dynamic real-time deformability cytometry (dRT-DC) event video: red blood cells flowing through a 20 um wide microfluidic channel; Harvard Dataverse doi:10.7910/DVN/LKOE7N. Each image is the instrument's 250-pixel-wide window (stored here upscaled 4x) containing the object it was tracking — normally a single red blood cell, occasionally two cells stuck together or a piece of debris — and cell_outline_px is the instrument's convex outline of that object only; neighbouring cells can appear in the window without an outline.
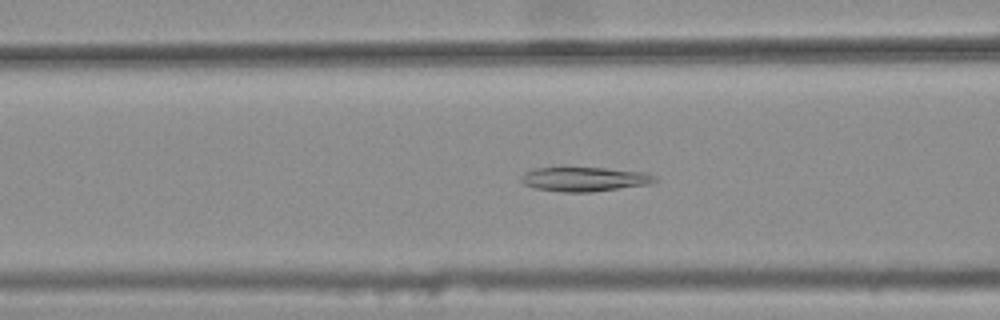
{"species": "common noctule bat (a hibernating species)", "species_latin": "Nyctalus noctula", "temperature_condition": "warm", "stored_images_in_passage": 35, "camera_frame_rate_fps": 3000, "um_per_image_px": 0.085, "animal": {"sex": "female", "body_mass_g": 25.1}, "frame": {"image": 1, "passage_image": 11, "time_ms": 3.333, "image_size_px": [1000, 320], "cell_outline_px": [[656, 180], [652, 184], [592, 192], [564, 192], [532, 188], [524, 184], [520, 180], [520, 176], [524, 172], [536, 168], [564, 164], [644, 172], [656, 176]], "centroid_in_image_um": [49.6, 15.18], "position_along_channel_um": 117.0, "area_um2": 20.0}}
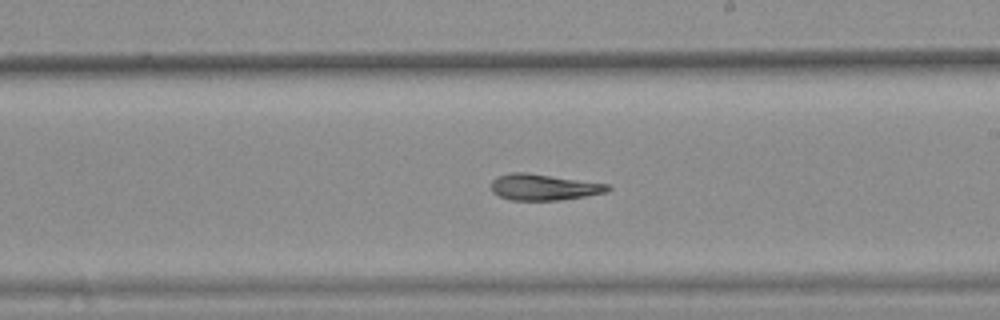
{"frame": {"image": 2, "passage_image": 21, "time_ms": 6.667, "image_size_px": [1000, 320], "cell_outline_px": [[612, 188], [608, 192], [560, 200], [512, 200], [500, 196], [492, 192], [492, 180], [496, 176], [508, 172], [528, 172], [608, 184]], "centroid_in_image_um": [46.2, 15.89], "position_along_channel_um": 242.8, "area_um2": 17.86}}
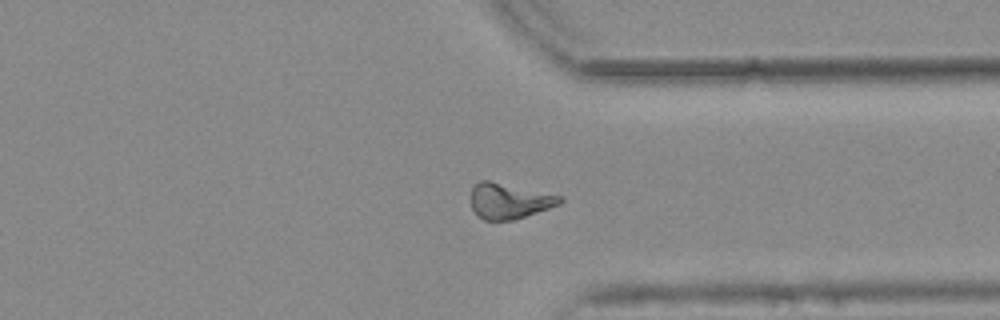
{"frame": {"image": 3, "passage_image": 31, "time_ms": 10.0, "image_size_px": [1000, 320], "cell_outline_px": [[564, 200], [560, 204], [512, 220], [484, 220], [476, 216], [468, 200], [468, 196], [472, 188], [480, 180], [488, 180], [564, 196]], "centroid_in_image_um": [43.22, 17.07], "position_along_channel_um": 368.2, "area_um2": 18.67}}